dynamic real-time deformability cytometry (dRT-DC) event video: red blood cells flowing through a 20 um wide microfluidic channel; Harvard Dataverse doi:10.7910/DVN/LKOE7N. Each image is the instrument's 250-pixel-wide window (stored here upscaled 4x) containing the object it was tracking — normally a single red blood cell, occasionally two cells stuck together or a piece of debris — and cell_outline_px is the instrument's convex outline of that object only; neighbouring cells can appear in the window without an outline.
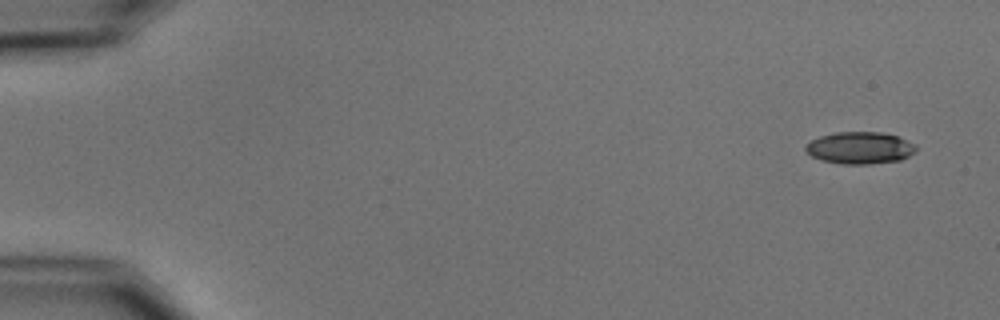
{"species": "common noctule bat (a hibernating species)", "species_latin": "Nyctalus noctula", "temperature_condition": "cold", "stored_images_in_passage": 4, "camera_frame_rate_fps": 3000, "um_per_image_px": 0.085, "animal": {"sex": "male", "body_mass_g": 15.6}, "frame": {"image": 1, "passage_image": 1, "time_ms": 0.0, "image_size_px": [1000, 320], "cell_outline_px": [[916, 152], [900, 160], [868, 164], [840, 164], [824, 160], [812, 156], [804, 148], [804, 144], [820, 136], [836, 132], [880, 132], [896, 136], [916, 144]], "centroid_in_image_um": [73.09, 12.57], "position_along_channel_um": 11.9, "area_um2": 20.52}}
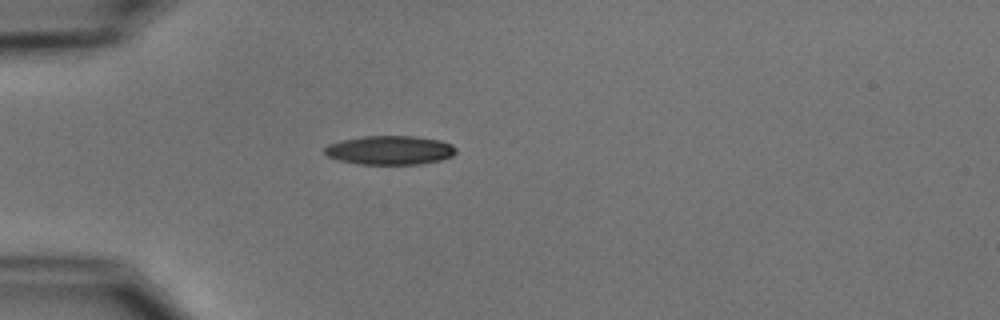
{"frame": {"image": 2, "passage_image": 4, "time_ms": 4.333, "image_size_px": [1000, 320], "cell_outline_px": [[456, 152], [452, 156], [440, 160], [420, 164], [360, 164], [336, 160], [328, 156], [324, 152], [324, 148], [328, 144], [340, 140], [360, 136], [416, 136], [440, 140], [452, 144], [456, 148]], "centroid_in_image_um": [33.12, 12.76], "position_along_channel_um": 51.9, "area_um2": 22.37}}